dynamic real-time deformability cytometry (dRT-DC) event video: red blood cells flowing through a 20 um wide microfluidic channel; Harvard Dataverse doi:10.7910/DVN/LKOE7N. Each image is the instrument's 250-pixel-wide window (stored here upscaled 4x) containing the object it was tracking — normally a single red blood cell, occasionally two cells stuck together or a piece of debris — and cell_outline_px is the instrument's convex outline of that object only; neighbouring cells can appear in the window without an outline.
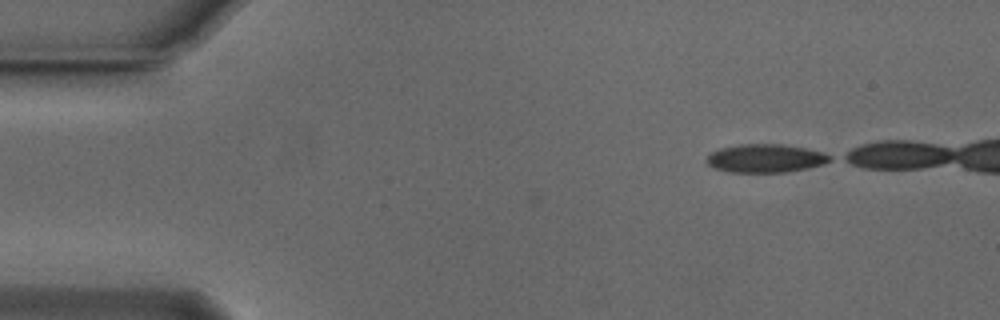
{"species": "Egyptian fruit bat (a non-hibernating species)", "species_latin": "Rousettus aegyptiacus", "temperature_condition": "cold", "stored_images_in_passage": 28, "camera_frame_rate_fps": 3000, "um_per_image_px": 0.085, "animal": {"sex": "male"}, "frame": {"image": 1, "passage_image": 1, "time_ms": 0.0, "image_size_px": [1000, 320], "cell_outline_px": [[832, 160], [824, 164], [808, 168], [784, 172], [728, 172], [716, 168], [708, 164], [708, 152], [720, 148], [740, 144], [784, 144], [824, 152], [832, 156]], "centroid_in_image_um": [65.09, 13.45], "position_along_channel_um": 19.9, "area_um2": 20.4}}
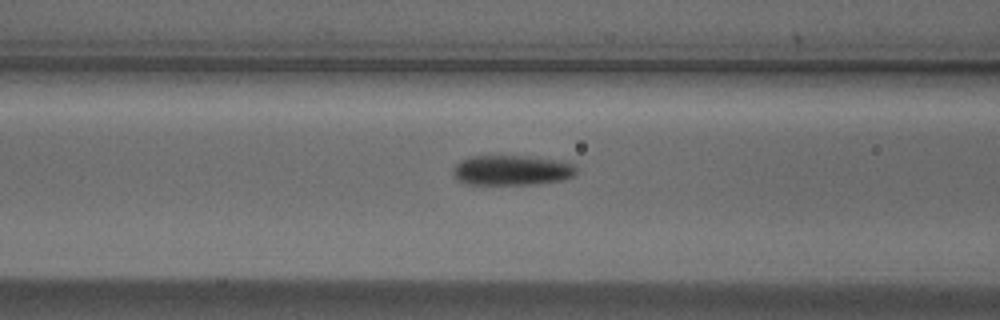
{"frame": {"image": 2, "passage_image": 16, "time_ms": 5.0, "image_size_px": [1000, 320], "cell_outline_px": [[576, 172], [572, 176], [564, 180], [536, 184], [464, 184], [456, 180], [452, 176], [452, 168], [460, 160], [472, 156], [524, 156], [552, 160], [572, 164], [576, 168]], "centroid_in_image_um": [43.41, 14.49], "position_along_channel_um": 123.2, "area_um2": 21.56}}
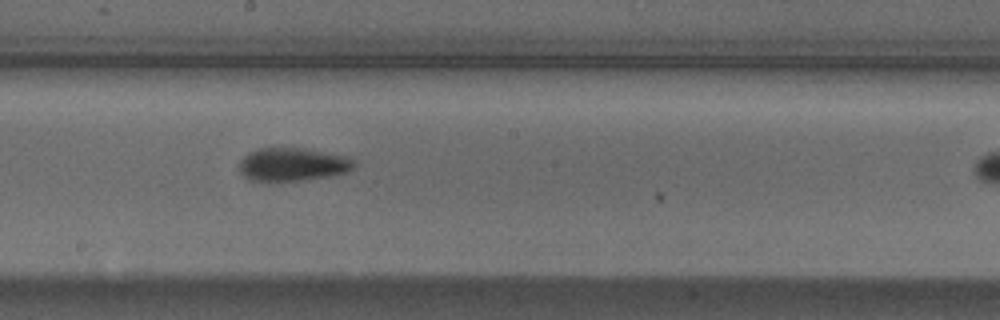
{"frame": {"image": 3, "passage_image": 24, "time_ms": 7.667, "image_size_px": [1000, 320], "cell_outline_px": [[356, 168], [348, 172], [332, 176], [304, 180], [248, 180], [240, 172], [240, 160], [248, 152], [256, 148], [304, 148], [352, 156], [356, 160]], "centroid_in_image_um": [24.97, 13.96], "position_along_channel_um": 223.2, "area_um2": 22.66}}